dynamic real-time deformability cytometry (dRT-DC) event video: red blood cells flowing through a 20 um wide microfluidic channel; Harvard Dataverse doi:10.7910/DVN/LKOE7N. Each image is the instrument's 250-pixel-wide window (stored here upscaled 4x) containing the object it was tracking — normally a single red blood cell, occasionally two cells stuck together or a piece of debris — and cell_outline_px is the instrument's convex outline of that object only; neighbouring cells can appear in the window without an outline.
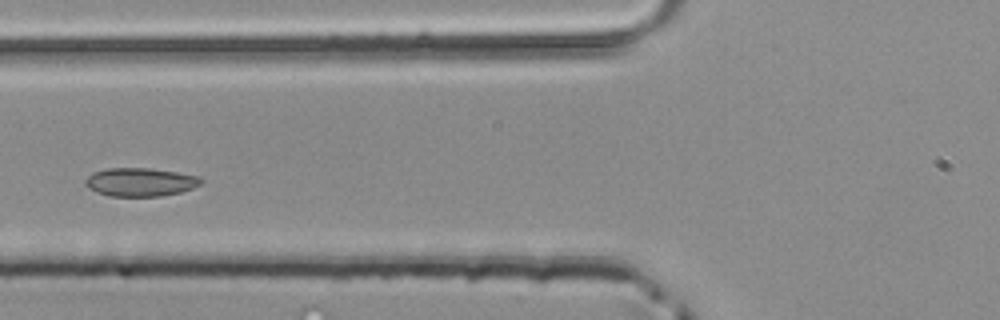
{"species": "common noctule bat (a hibernating species)", "species_latin": "Nyctalus noctula", "temperature_condition": "room temperature", "stored_images_in_passage": 43, "camera_frame_rate_fps": 3000, "um_per_image_px": 0.085, "animal": {"sex": "male", "body_mass_g": 20.4}, "frame": {"image": 1, "passage_image": 13, "time_ms": 4.0, "image_size_px": [1000, 320], "cell_outline_px": [[204, 180], [200, 184], [192, 188], [180, 192], [160, 196], [108, 196], [96, 192], [88, 188], [84, 184], [84, 180], [92, 172], [104, 168], [148, 168], [176, 172], [200, 176]], "centroid_in_image_um": [11.89, 15.47], "position_along_channel_um": 113.9, "area_um2": 19.31}}
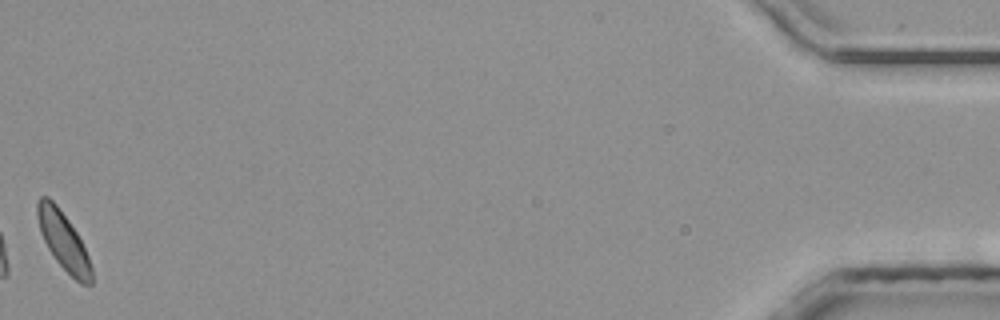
{"frame": {"image": 2, "passage_image": 43, "time_ms": 14.0, "image_size_px": [1000, 320], "cell_outline_px": [[92, 284], [80, 284], [56, 260], [48, 248], [40, 232], [36, 216], [36, 204], [40, 196], [48, 196], [56, 204], [68, 220], [76, 232], [88, 256], [92, 268]], "centroid_in_image_um": [5.36, 20.45], "position_along_channel_um": 429.8, "area_um2": 17.98}}